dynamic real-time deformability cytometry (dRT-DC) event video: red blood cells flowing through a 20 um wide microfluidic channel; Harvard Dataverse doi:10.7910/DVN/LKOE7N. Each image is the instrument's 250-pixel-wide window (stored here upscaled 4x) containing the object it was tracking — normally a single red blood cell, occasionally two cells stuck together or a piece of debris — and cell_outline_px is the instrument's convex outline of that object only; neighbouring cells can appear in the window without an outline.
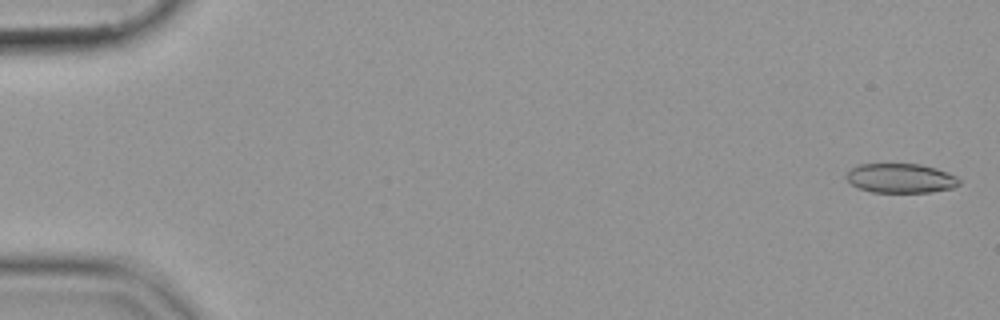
{"species": "common noctule bat (a hibernating species)", "species_latin": "Nyctalus noctula", "temperature_condition": "cold", "stored_images_in_passage": 55, "camera_frame_rate_fps": 3000, "um_per_image_px": 0.085, "animal": {"sex": "female", "body_mass_g": 19.9}, "frame": {"image": 1, "passage_image": 2, "time_ms": 0.333, "image_size_px": [1000, 320], "cell_outline_px": [[960, 184], [952, 188], [928, 192], [872, 192], [856, 188], [844, 176], [852, 168], [860, 164], [920, 164], [936, 168], [948, 172], [956, 176], [960, 180]], "centroid_in_image_um": [76.55, 15.15], "position_along_channel_um": 8.4, "area_um2": 19.36}}
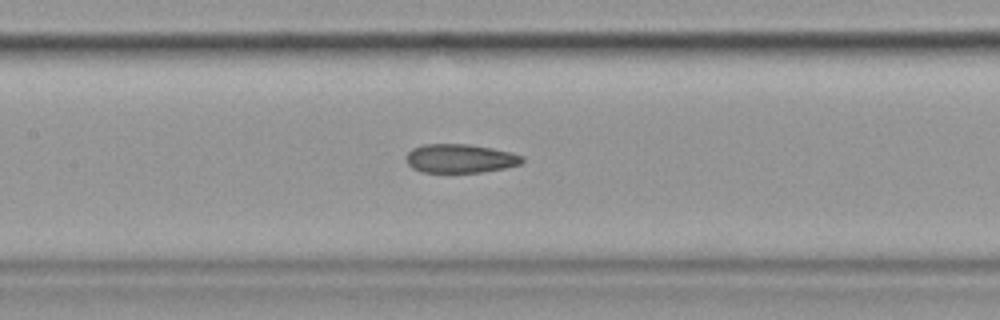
{"frame": {"image": 2, "passage_image": 27, "time_ms": 8.667, "image_size_px": [1000, 320], "cell_outline_px": [[524, 160], [520, 164], [504, 168], [480, 172], [420, 172], [412, 168], [408, 164], [404, 156], [412, 148], [424, 144], [468, 144], [492, 148], [512, 152], [524, 156]], "centroid_in_image_um": [39.09, 13.46], "position_along_channel_um": 168.3, "area_um2": 19.59}}
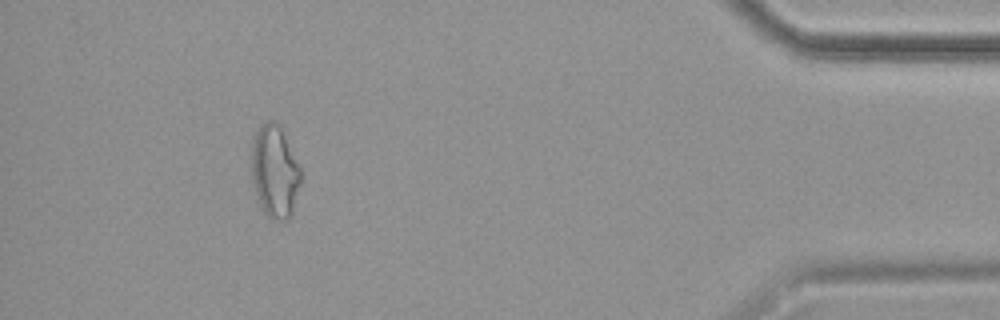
{"frame": {"image": 3, "passage_image": 51, "time_ms": 16.667, "image_size_px": [1000, 320], "cell_outline_px": [[300, 184], [292, 212], [288, 220], [272, 220], [264, 212], [260, 204], [252, 180], [248, 152], [252, 136], [268, 120], [272, 120], [280, 124], [300, 168]], "centroid_in_image_um": [23.3, 14.54], "position_along_channel_um": 411.9, "area_um2": 26.93}}